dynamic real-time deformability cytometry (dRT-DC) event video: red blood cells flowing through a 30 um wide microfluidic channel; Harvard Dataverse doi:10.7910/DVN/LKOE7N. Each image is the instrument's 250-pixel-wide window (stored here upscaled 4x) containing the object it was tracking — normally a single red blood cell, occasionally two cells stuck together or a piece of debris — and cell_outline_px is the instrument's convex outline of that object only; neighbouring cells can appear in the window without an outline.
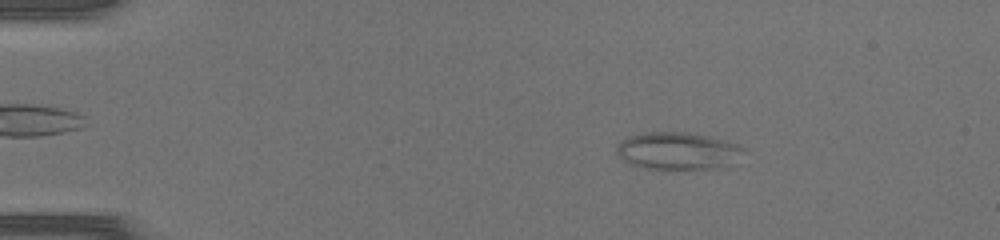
{"species": "common noctule bat (a hibernating species)", "species_latin": "Nyctalus noctula", "temperature_condition": "warm", "stored_images_in_passage": 47, "camera_frame_rate_fps": 3000, "um_per_image_px": 0.085, "animal": {"sex": "female", "body_mass_g": 17.0, "forearm_length_mm": 48.0}, "frame": {"image": 1, "passage_image": 8, "time_ms": 2.333, "image_size_px": [1000, 240], "cell_outline_px": [[748, 152], [740, 164], [728, 168], [644, 168], [628, 164], [616, 152], [616, 148], [620, 140], [628, 136], [648, 132], [688, 132], [728, 140], [740, 144], [748, 148]], "centroid_in_image_um": [57.8, 12.83], "position_along_channel_um": 27.2, "area_um2": 28.67}}
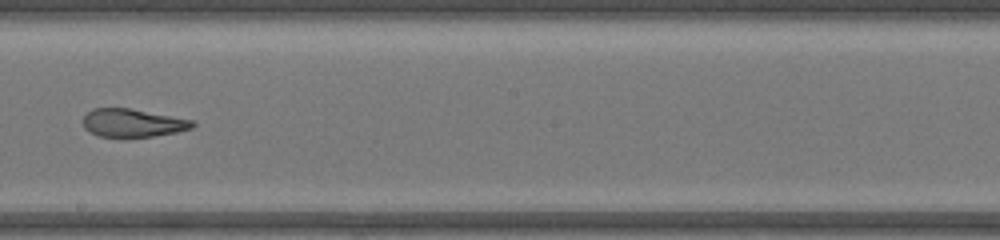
{"frame": {"image": 2, "passage_image": 28, "time_ms": 9.0, "image_size_px": [1000, 240], "cell_outline_px": [[196, 124], [192, 128], [176, 132], [152, 136], [100, 136], [84, 128], [84, 116], [92, 108], [128, 108], [192, 120]], "centroid_in_image_um": [11.28, 10.44], "position_along_channel_um": 236.9, "area_um2": 17.46}}
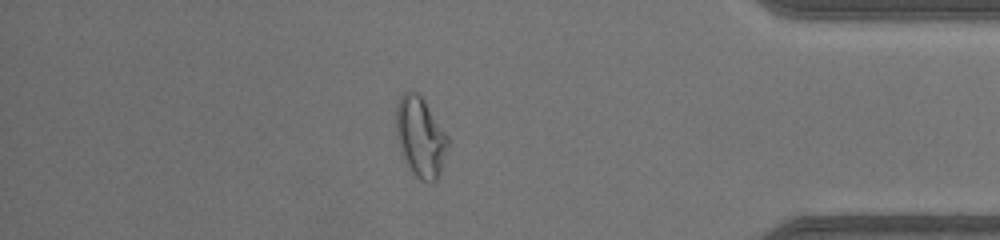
{"frame": {"image": 3, "passage_image": 41, "time_ms": 13.333, "image_size_px": [1000, 240], "cell_outline_px": [[452, 140], [440, 172], [436, 180], [432, 184], [420, 180], [408, 168], [400, 152], [396, 136], [396, 104], [400, 96], [404, 92], [412, 88], [424, 100]], "centroid_in_image_um": [35.75, 11.65], "position_along_channel_um": 399.4, "area_um2": 24.91}}